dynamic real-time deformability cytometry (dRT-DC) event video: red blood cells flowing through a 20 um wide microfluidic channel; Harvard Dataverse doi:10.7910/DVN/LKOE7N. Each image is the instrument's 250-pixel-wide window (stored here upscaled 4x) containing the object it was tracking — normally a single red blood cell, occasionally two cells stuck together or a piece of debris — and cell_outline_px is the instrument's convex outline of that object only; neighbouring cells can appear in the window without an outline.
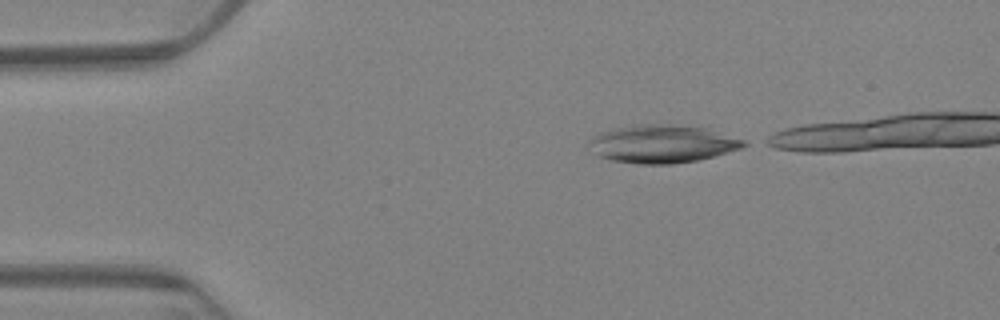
{"species": "Egyptian fruit bat (a non-hibernating species)", "species_latin": "Rousettus aegyptiacus", "temperature_condition": "warm", "stored_images_in_passage": 44, "camera_frame_rate_fps": 3000, "um_per_image_px": 0.085, "animal": {"sex": "female"}, "frame": {"image": 1, "passage_image": 1, "time_ms": 0.0, "image_size_px": [1000, 320], "cell_outline_px": [[748, 144], [740, 148], [700, 160], [672, 164], [636, 164], [612, 160], [600, 156], [596, 152], [592, 140], [600, 132], [632, 124], [668, 124], [704, 128], [748, 140]], "centroid_in_image_um": [56.38, 12.23], "position_along_channel_um": 28.6, "area_um2": 33.76}}
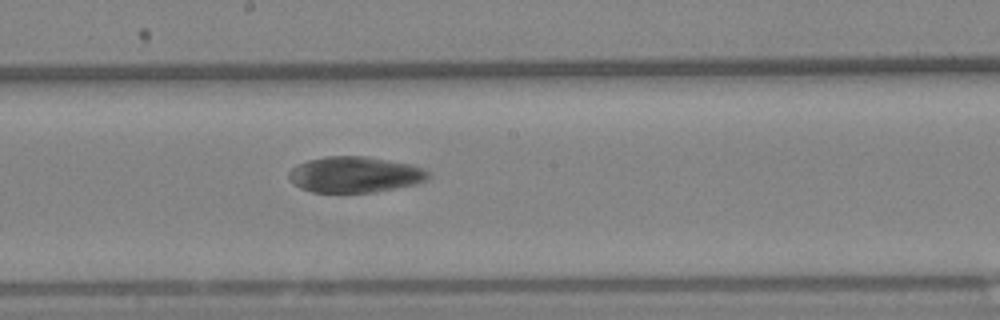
{"frame": {"image": 2, "passage_image": 24, "time_ms": 7.667, "image_size_px": [1000, 320], "cell_outline_px": [[432, 176], [428, 180], [416, 184], [376, 192], [312, 192], [300, 188], [288, 180], [288, 172], [296, 164], [308, 160], [324, 156], [368, 156], [412, 164], [424, 168]], "centroid_in_image_um": [30.18, 14.83], "position_along_channel_um": 218.0, "area_um2": 29.65}}
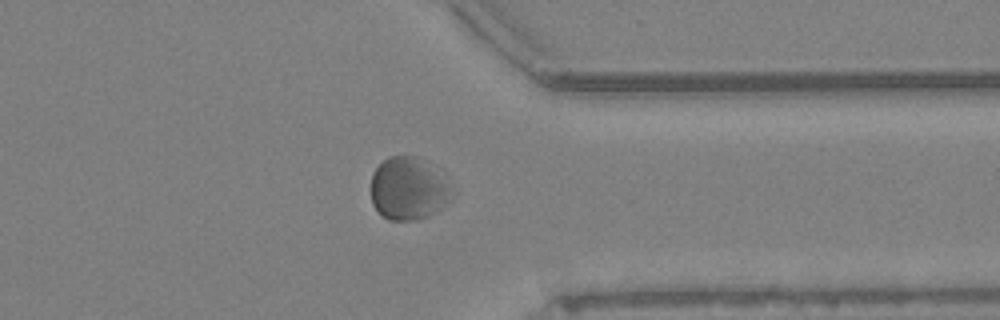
{"frame": {"image": 3, "passage_image": 39, "time_ms": 12.667, "image_size_px": [1000, 320], "cell_outline_px": [[456, 196], [452, 200], [428, 216], [416, 220], [388, 220], [372, 204], [372, 172], [388, 156], [420, 156], [424, 160]], "centroid_in_image_um": [34.68, 16.05], "position_along_channel_um": 376.7, "area_um2": 28.96}}